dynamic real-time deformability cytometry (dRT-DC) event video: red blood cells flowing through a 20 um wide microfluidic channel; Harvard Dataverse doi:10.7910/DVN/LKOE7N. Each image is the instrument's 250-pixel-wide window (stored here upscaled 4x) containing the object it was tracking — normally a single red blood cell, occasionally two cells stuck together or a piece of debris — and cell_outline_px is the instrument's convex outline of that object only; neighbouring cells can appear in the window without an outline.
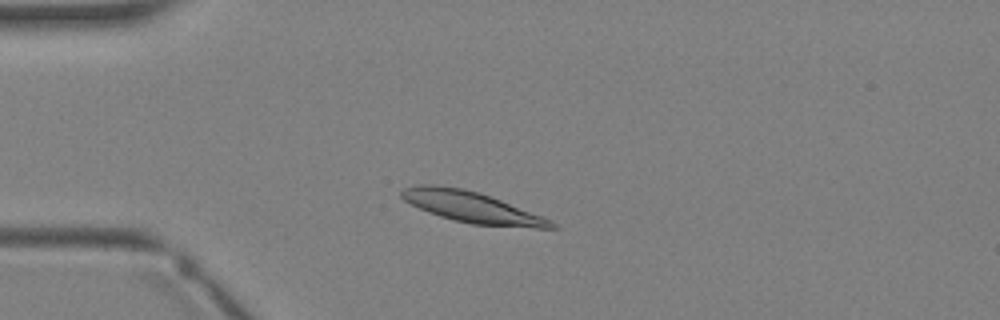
{"species": "Egyptian fruit bat (a non-hibernating species)", "species_latin": "Rousettus aegyptiacus", "temperature_condition": "warm", "stored_images_in_passage": 3, "camera_frame_rate_fps": 3000, "um_per_image_px": 0.085, "animal": {"sex": "female"}, "frame": {"image": 1, "passage_image": 3, "time_ms": 3.333, "image_size_px": [1000, 320], "cell_outline_px": [[556, 228], [536, 228], [472, 224], [452, 220], [428, 212], [404, 200], [400, 196], [400, 192], [404, 188], [416, 184], [436, 184], [464, 188], [480, 192], [540, 216], [556, 224]], "centroid_in_image_um": [40.01, 17.58], "position_along_channel_um": 45.0, "area_um2": 26.76}}